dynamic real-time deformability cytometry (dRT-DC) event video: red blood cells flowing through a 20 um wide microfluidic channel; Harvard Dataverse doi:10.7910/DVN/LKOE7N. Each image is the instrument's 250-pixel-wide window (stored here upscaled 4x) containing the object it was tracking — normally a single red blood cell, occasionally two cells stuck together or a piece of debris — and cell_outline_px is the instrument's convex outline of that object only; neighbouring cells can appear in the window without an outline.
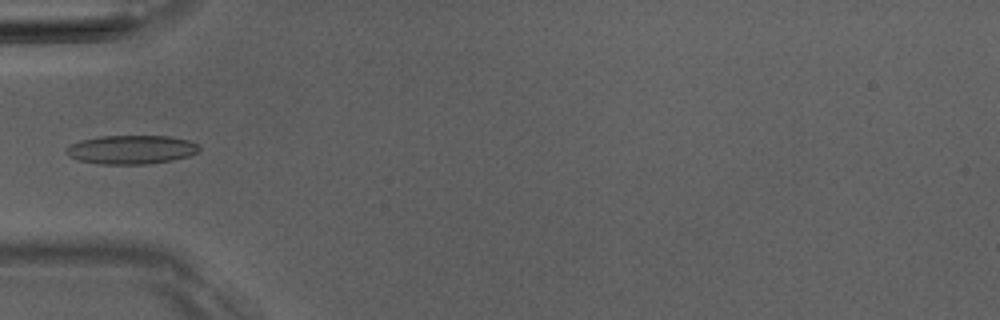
{"species": "Egyptian fruit bat (a non-hibernating species)", "species_latin": "Rousettus aegyptiacus", "temperature_condition": "room temperature", "stored_images_in_passage": 6, "camera_frame_rate_fps": 3000, "um_per_image_px": 0.085, "animal": {"sex": "male"}, "frame": {"image": 1, "passage_image": 5, "time_ms": 5.0, "image_size_px": [1000, 320], "cell_outline_px": [[200, 148], [196, 152], [188, 156], [172, 160], [148, 164], [100, 164], [76, 160], [68, 156], [64, 152], [72, 144], [80, 140], [100, 136], [172, 136], [188, 140], [196, 144]], "centroid_in_image_um": [11.13, 12.72], "position_along_channel_um": 73.9, "area_um2": 22.31}}